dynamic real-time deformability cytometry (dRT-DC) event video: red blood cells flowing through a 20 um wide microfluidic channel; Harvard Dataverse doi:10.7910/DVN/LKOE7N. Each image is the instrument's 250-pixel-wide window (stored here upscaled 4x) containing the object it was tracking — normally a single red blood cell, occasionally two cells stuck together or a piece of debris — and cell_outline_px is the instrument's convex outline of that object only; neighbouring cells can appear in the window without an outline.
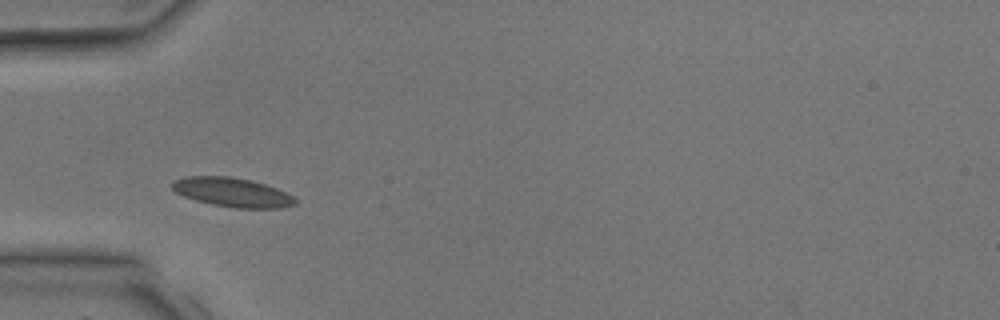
{"species": "common noctule bat (a hibernating species)", "species_latin": "Nyctalus noctula", "temperature_condition": "room temperature", "stored_images_in_passage": 1, "camera_frame_rate_fps": 3000, "um_per_image_px": 0.085, "animal": {"sex": "male", "body_mass_g": 17.9, "forearm_length_mm": 54.2}, "frame": {"image": 1, "passage_image": 1, "time_ms": 0.0, "image_size_px": [1000, 320], "cell_outline_px": [[296, 204], [280, 208], [236, 208], [212, 204], [196, 200], [184, 196], [176, 192], [168, 184], [176, 180], [188, 176], [228, 176], [252, 180], [276, 188], [292, 196], [296, 200]], "centroid_in_image_um": [19.72, 16.34], "position_along_channel_um": 65.3, "area_um2": 20.75}}